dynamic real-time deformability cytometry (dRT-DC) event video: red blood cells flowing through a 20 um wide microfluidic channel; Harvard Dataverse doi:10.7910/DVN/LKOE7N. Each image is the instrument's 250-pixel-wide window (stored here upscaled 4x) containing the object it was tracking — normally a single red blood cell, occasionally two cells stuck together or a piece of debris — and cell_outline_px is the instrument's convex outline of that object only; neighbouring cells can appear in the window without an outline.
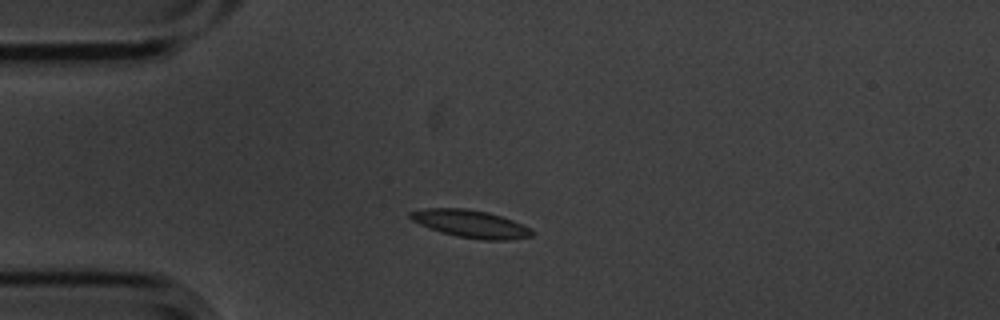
{"species": "common noctule bat (a hibernating species)", "species_latin": "Nyctalus noctula", "temperature_condition": "cold", "stored_images_in_passage": 4, "camera_frame_rate_fps": 3000, "um_per_image_px": 0.085, "animal": {"sex": "male", "body_mass_g": 20.1, "forearm_length_mm": 53.5}, "frame": {"image": 1, "passage_image": 2, "time_ms": 0.333, "image_size_px": [1000, 320], "cell_outline_px": [[536, 232], [532, 236], [504, 240], [484, 240], [456, 236], [420, 224], [412, 220], [408, 216], [408, 212], [424, 208], [464, 208], [488, 212], [512, 220]], "centroid_in_image_um": [39.99, 19.01], "position_along_channel_um": 45.0, "area_um2": 19.25}}
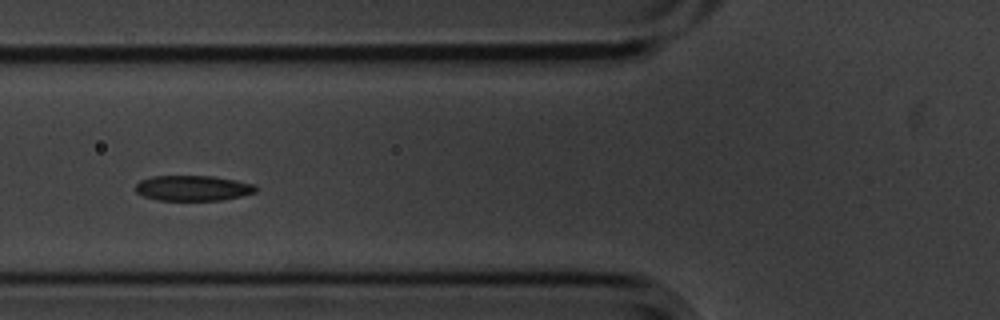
{"frame": {"image": 2, "passage_image": 4, "time_ms": 1.0, "image_size_px": [1000, 320], "cell_outline_px": [[256, 192], [240, 196], [220, 200], [156, 200], [144, 196], [136, 192], [136, 184], [140, 180], [152, 176], [212, 176], [236, 180], [256, 184]], "centroid_in_image_um": [16.39, 15.98], "position_along_channel_um": 109.4, "area_um2": 17.74}}